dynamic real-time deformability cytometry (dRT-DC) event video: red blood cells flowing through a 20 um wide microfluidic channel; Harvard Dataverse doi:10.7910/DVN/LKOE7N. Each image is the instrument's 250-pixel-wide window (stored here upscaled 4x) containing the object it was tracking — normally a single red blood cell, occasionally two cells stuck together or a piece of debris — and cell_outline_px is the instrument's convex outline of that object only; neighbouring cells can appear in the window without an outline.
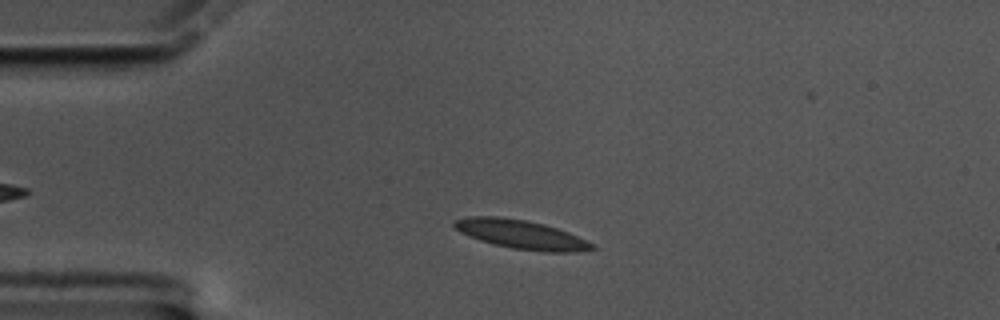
{"species": "common noctule bat (a hibernating species)", "species_latin": "Nyctalus noctula", "temperature_condition": "cold", "stored_images_in_passage": 47, "camera_frame_rate_fps": 3000, "um_per_image_px": 0.085, "animal": {"sex": "male", "body_mass_g": 17.5, "forearm_length_mm": 52.3}, "frame": {"image": 1, "passage_image": 9, "time_ms": 2.667, "image_size_px": [1000, 320], "cell_outline_px": [[596, 248], [576, 252], [544, 252], [512, 248], [492, 244], [480, 240], [460, 232], [452, 224], [452, 220], [468, 216], [500, 216], [524, 220], [544, 224], [568, 232], [592, 244]], "centroid_in_image_um": [44.23, 19.92], "position_along_channel_um": 40.8, "area_um2": 23.06}}
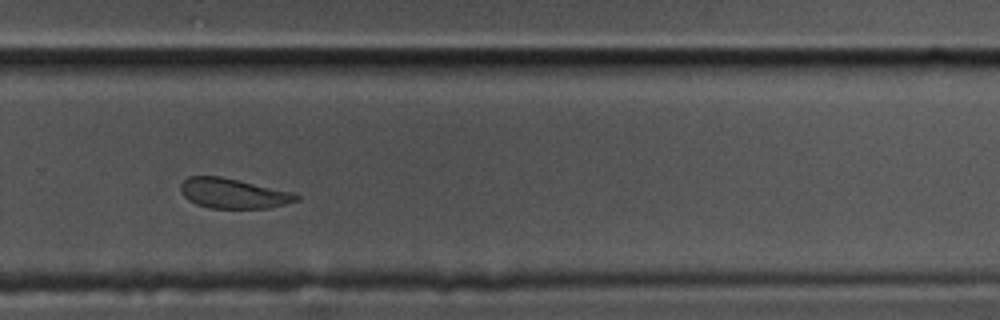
{"frame": {"image": 2, "passage_image": 36, "time_ms": 11.667, "image_size_px": [1000, 320], "cell_outline_px": [[300, 200], [268, 208], [208, 208], [196, 204], [188, 200], [180, 192], [180, 184], [188, 176], [220, 176], [292, 192], [300, 196]], "centroid_in_image_um": [19.79, 16.44], "position_along_channel_um": 310.0, "area_um2": 20.17}}
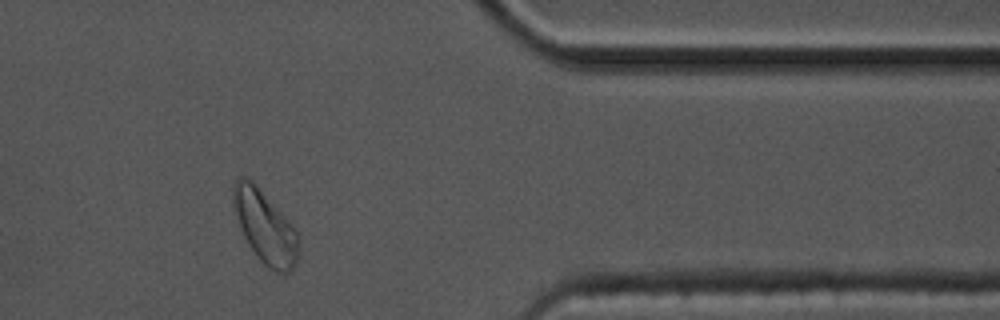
{"frame": {"image": 3, "passage_image": 45, "time_ms": 14.667, "image_size_px": [1000, 320], "cell_outline_px": [[300, 244], [296, 264], [288, 272], [272, 272], [256, 256], [248, 244], [244, 236], [232, 200], [232, 184], [236, 176], [244, 176], [252, 180], [256, 184], [296, 228], [300, 240]], "centroid_in_image_um": [22.54, 19.26], "position_along_channel_um": 388.9, "area_um2": 27.86}, "authors_computed_cell_mechanics": {"area_um2": 21.675, "velocity_mm_per_s": 3.2884, "shape_relaxation_time_tau1_ms": 2.0502, "shape_relaxation_time_tau2_ms": 1.2517, "deformation_change_tau1": 0.0962, "deformation_change_tau2": 0.0756}}